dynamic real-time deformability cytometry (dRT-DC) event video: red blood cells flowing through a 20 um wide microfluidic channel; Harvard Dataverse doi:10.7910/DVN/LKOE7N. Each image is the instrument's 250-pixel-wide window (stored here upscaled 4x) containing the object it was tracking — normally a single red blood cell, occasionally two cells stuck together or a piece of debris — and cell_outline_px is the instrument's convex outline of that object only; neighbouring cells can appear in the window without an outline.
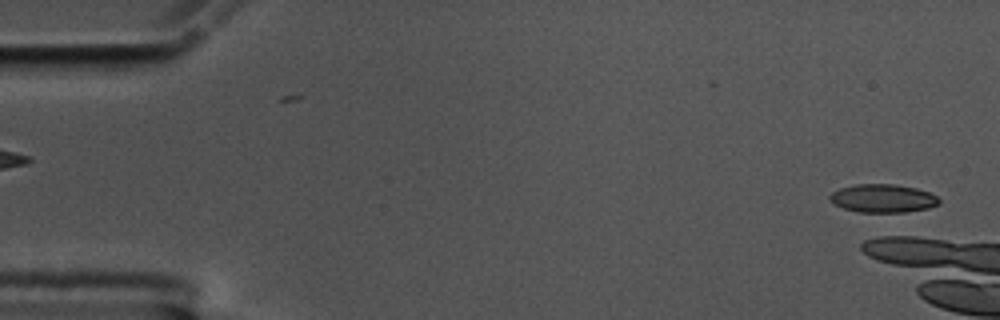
{"species": "common noctule bat (a hibernating species)", "species_latin": "Nyctalus noctula", "temperature_condition": "cold", "stored_images_in_passage": 4, "camera_frame_rate_fps": 3000, "um_per_image_px": 0.085, "animal": {"sex": "male", "body_mass_g": 17.5, "forearm_length_mm": 52.3}, "frame": {"image": 1, "passage_image": 2, "time_ms": 0.333, "image_size_px": [1000, 320], "cell_outline_px": [[940, 204], [928, 208], [904, 212], [856, 212], [844, 208], [828, 200], [828, 196], [832, 192], [840, 188], [856, 184], [892, 184], [916, 188], [928, 192], [936, 196], [940, 200]], "centroid_in_image_um": [75.03, 16.86], "position_along_channel_um": 10.0, "area_um2": 17.98}}